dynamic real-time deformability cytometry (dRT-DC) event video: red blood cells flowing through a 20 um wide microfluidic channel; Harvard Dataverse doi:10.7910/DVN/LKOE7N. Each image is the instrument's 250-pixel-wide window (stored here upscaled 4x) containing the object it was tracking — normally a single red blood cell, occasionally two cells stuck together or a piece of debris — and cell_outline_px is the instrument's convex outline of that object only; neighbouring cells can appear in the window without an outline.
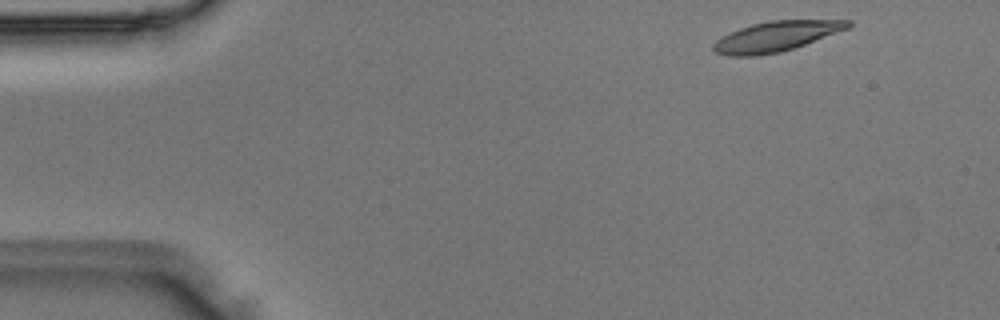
{"species": "Egyptian fruit bat (a non-hibernating species)", "species_latin": "Rousettus aegyptiacus", "temperature_condition": "room temperature", "stored_images_in_passage": 46, "camera_frame_rate_fps": 3000, "um_per_image_px": 0.085, "animal": {"sex": "male"}, "frame": {"image": 1, "passage_image": 2, "time_ms": 0.333, "image_size_px": [1000, 320], "cell_outline_px": [[852, 24], [848, 28], [804, 44], [780, 52], [752, 56], [728, 56], [712, 52], [712, 44], [716, 40], [740, 28], [752, 24], [768, 20], [852, 20]], "centroid_in_image_um": [65.92, 3.09], "position_along_channel_um": 19.1, "area_um2": 23.35}}
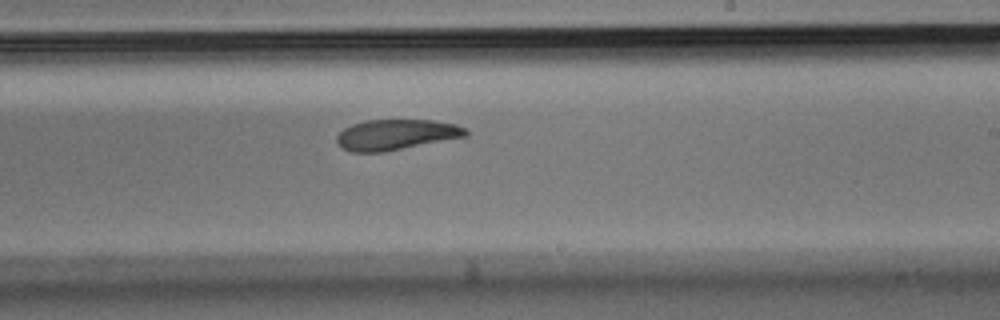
{"frame": {"image": 2, "passage_image": 26, "time_ms": 8.333, "image_size_px": [1000, 320], "cell_outline_px": [[468, 136], [384, 152], [352, 152], [344, 148], [336, 140], [336, 136], [344, 128], [352, 124], [368, 120], [432, 120], [456, 124], [464, 128], [468, 132]], "centroid_in_image_um": [33.68, 11.44], "position_along_channel_um": 255.3, "area_um2": 22.83}}
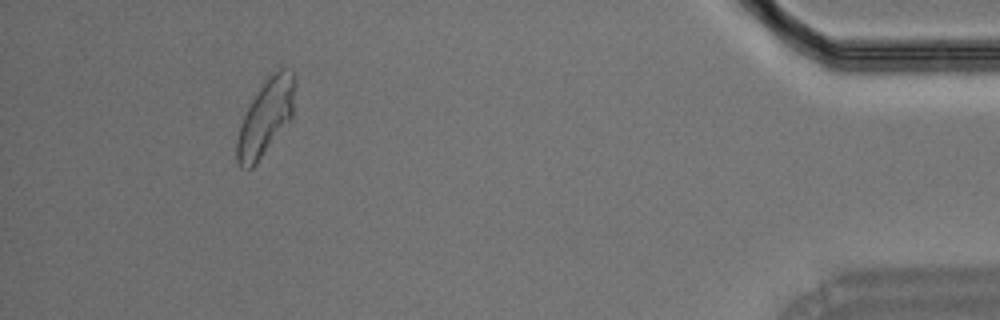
{"frame": {"image": 3, "passage_image": 42, "time_ms": 13.667, "image_size_px": [1000, 320], "cell_outline_px": [[296, 84], [292, 116], [256, 164], [252, 168], [240, 168], [236, 164], [236, 140], [240, 124], [252, 100], [268, 72], [280, 68], [284, 68], [292, 72]], "centroid_in_image_um": [22.57, 9.94], "position_along_channel_um": 412.6, "area_um2": 25.66}}